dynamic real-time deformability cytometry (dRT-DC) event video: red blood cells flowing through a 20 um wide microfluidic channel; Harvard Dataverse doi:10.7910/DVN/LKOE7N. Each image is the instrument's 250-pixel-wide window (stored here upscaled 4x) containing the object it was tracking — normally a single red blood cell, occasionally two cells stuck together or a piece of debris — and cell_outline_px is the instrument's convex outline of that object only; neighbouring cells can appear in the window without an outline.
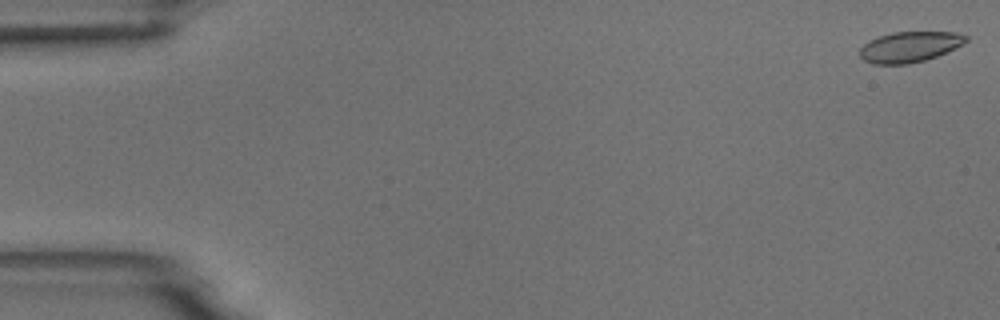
{"species": "common noctule bat (a hibernating species)", "species_latin": "Nyctalus noctula", "temperature_condition": "room temperature", "stored_images_in_passage": 55, "camera_frame_rate_fps": 3000, "um_per_image_px": 0.085, "animal": {"sex": "male", "body_mass_g": 18.8}, "frame": {"image": 1, "passage_image": 1, "time_ms": 0.0, "image_size_px": [1000, 320], "cell_outline_px": [[968, 40], [964, 44], [936, 56], [924, 60], [908, 64], [872, 64], [864, 60], [860, 56], [860, 48], [868, 40], [892, 32], [956, 32], [968, 36]], "centroid_in_image_um": [77.32, 3.98], "position_along_channel_um": 7.7, "area_um2": 18.9}}
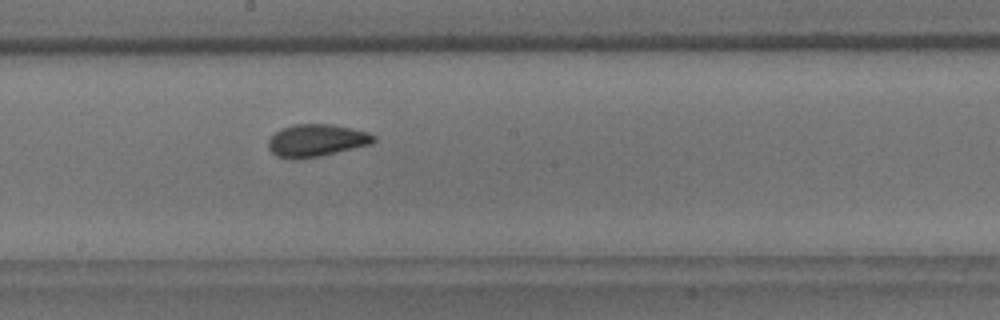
{"frame": {"image": 2, "passage_image": 30, "time_ms": 9.667, "image_size_px": [1000, 320], "cell_outline_px": [[376, 140], [372, 144], [320, 156], [296, 160], [292, 160], [276, 156], [268, 148], [268, 140], [280, 128], [296, 124], [332, 124], [368, 132], [376, 136]], "centroid_in_image_um": [26.89, 11.95], "position_along_channel_um": 221.3, "area_um2": 20.06}}
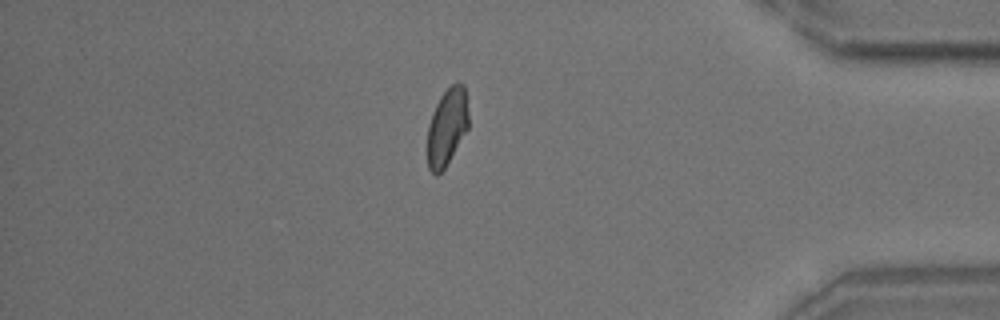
{"frame": {"image": 3, "passage_image": 47, "time_ms": 15.333, "image_size_px": [1000, 320], "cell_outline_px": [[468, 128], [444, 168], [436, 176], [428, 168], [428, 124], [432, 112], [440, 96], [456, 80], [460, 80], [464, 84], [468, 112]], "centroid_in_image_um": [38.0, 10.73], "position_along_channel_um": 397.2, "area_um2": 18.44}, "authors_computed_cell_mechanics": {"area_um2": 19.652, "velocity_mm_per_s": 3.6716, "shape_relaxation_time_tau1_ms": 5.8952, "shape_relaxation_time_tau2_ms": 1.0648, "deformation_change_tau1": 0.123, "deformation_change_tau2": 0.069}}